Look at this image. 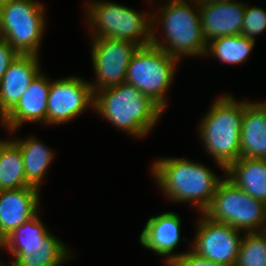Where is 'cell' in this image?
I'll use <instances>...</instances> for the list:
<instances>
[{"mask_svg":"<svg viewBox=\"0 0 266 266\" xmlns=\"http://www.w3.org/2000/svg\"><path fill=\"white\" fill-rule=\"evenodd\" d=\"M40 55L19 54L0 82V124L2 118L17 104L29 84L42 71Z\"/></svg>","mask_w":266,"mask_h":266,"instance_id":"9a60e30c","label":"cell"},{"mask_svg":"<svg viewBox=\"0 0 266 266\" xmlns=\"http://www.w3.org/2000/svg\"><path fill=\"white\" fill-rule=\"evenodd\" d=\"M29 187L26 183L20 147L10 139H0V191Z\"/></svg>","mask_w":266,"mask_h":266,"instance_id":"44dd1931","label":"cell"},{"mask_svg":"<svg viewBox=\"0 0 266 266\" xmlns=\"http://www.w3.org/2000/svg\"><path fill=\"white\" fill-rule=\"evenodd\" d=\"M235 266H266V231L243 234Z\"/></svg>","mask_w":266,"mask_h":266,"instance_id":"cb8c5ba5","label":"cell"},{"mask_svg":"<svg viewBox=\"0 0 266 266\" xmlns=\"http://www.w3.org/2000/svg\"><path fill=\"white\" fill-rule=\"evenodd\" d=\"M89 1V2H88ZM86 1L85 15L91 38L130 41L139 47L152 43L151 14L106 0Z\"/></svg>","mask_w":266,"mask_h":266,"instance_id":"5b68a950","label":"cell"},{"mask_svg":"<svg viewBox=\"0 0 266 266\" xmlns=\"http://www.w3.org/2000/svg\"><path fill=\"white\" fill-rule=\"evenodd\" d=\"M70 255L72 256L65 243L51 232L42 245L21 249L7 266H61L72 259Z\"/></svg>","mask_w":266,"mask_h":266,"instance_id":"ffe728a7","label":"cell"},{"mask_svg":"<svg viewBox=\"0 0 266 266\" xmlns=\"http://www.w3.org/2000/svg\"><path fill=\"white\" fill-rule=\"evenodd\" d=\"M45 6L36 0H12L0 5V38L19 54L39 55L44 29Z\"/></svg>","mask_w":266,"mask_h":266,"instance_id":"ba28073f","label":"cell"},{"mask_svg":"<svg viewBox=\"0 0 266 266\" xmlns=\"http://www.w3.org/2000/svg\"><path fill=\"white\" fill-rule=\"evenodd\" d=\"M93 110L137 139L147 136L164 113L150 97L126 82L94 92Z\"/></svg>","mask_w":266,"mask_h":266,"instance_id":"7a4b0ae2","label":"cell"},{"mask_svg":"<svg viewBox=\"0 0 266 266\" xmlns=\"http://www.w3.org/2000/svg\"><path fill=\"white\" fill-rule=\"evenodd\" d=\"M40 190L23 187L0 191V243L39 213Z\"/></svg>","mask_w":266,"mask_h":266,"instance_id":"4fadbf2b","label":"cell"},{"mask_svg":"<svg viewBox=\"0 0 266 266\" xmlns=\"http://www.w3.org/2000/svg\"><path fill=\"white\" fill-rule=\"evenodd\" d=\"M18 55L19 53L7 40L0 38V82L8 67Z\"/></svg>","mask_w":266,"mask_h":266,"instance_id":"4316f807","label":"cell"},{"mask_svg":"<svg viewBox=\"0 0 266 266\" xmlns=\"http://www.w3.org/2000/svg\"><path fill=\"white\" fill-rule=\"evenodd\" d=\"M244 115V100L237 101L231 93L211 104L197 129L203 148L216 165L225 169L241 157L240 132Z\"/></svg>","mask_w":266,"mask_h":266,"instance_id":"277c9868","label":"cell"},{"mask_svg":"<svg viewBox=\"0 0 266 266\" xmlns=\"http://www.w3.org/2000/svg\"><path fill=\"white\" fill-rule=\"evenodd\" d=\"M94 93L89 81L79 76L51 80L47 100V125H60L93 110Z\"/></svg>","mask_w":266,"mask_h":266,"instance_id":"30bf717a","label":"cell"},{"mask_svg":"<svg viewBox=\"0 0 266 266\" xmlns=\"http://www.w3.org/2000/svg\"><path fill=\"white\" fill-rule=\"evenodd\" d=\"M203 214L244 233L266 231V203L254 199L226 177L219 183Z\"/></svg>","mask_w":266,"mask_h":266,"instance_id":"52a82bcc","label":"cell"},{"mask_svg":"<svg viewBox=\"0 0 266 266\" xmlns=\"http://www.w3.org/2000/svg\"><path fill=\"white\" fill-rule=\"evenodd\" d=\"M179 62L152 43L141 46L129 62L125 82L135 86L166 111V94L172 86Z\"/></svg>","mask_w":266,"mask_h":266,"instance_id":"8992f818","label":"cell"},{"mask_svg":"<svg viewBox=\"0 0 266 266\" xmlns=\"http://www.w3.org/2000/svg\"><path fill=\"white\" fill-rule=\"evenodd\" d=\"M36 138L29 136L25 139L18 137L12 140L20 147L22 153L26 183L40 190L46 172L55 157L53 149Z\"/></svg>","mask_w":266,"mask_h":266,"instance_id":"d6986e66","label":"cell"},{"mask_svg":"<svg viewBox=\"0 0 266 266\" xmlns=\"http://www.w3.org/2000/svg\"><path fill=\"white\" fill-rule=\"evenodd\" d=\"M194 3H196L198 6H204L207 4H213L216 2H225V1H233V0H192Z\"/></svg>","mask_w":266,"mask_h":266,"instance_id":"83f0119b","label":"cell"},{"mask_svg":"<svg viewBox=\"0 0 266 266\" xmlns=\"http://www.w3.org/2000/svg\"><path fill=\"white\" fill-rule=\"evenodd\" d=\"M256 41L239 34L219 37L207 43L205 57L210 56L223 64L246 62Z\"/></svg>","mask_w":266,"mask_h":266,"instance_id":"7402d4cb","label":"cell"},{"mask_svg":"<svg viewBox=\"0 0 266 266\" xmlns=\"http://www.w3.org/2000/svg\"><path fill=\"white\" fill-rule=\"evenodd\" d=\"M51 79L42 71L29 84L17 104L2 118V126L11 134L23 123H41L47 126V100Z\"/></svg>","mask_w":266,"mask_h":266,"instance_id":"7c38bea8","label":"cell"},{"mask_svg":"<svg viewBox=\"0 0 266 266\" xmlns=\"http://www.w3.org/2000/svg\"><path fill=\"white\" fill-rule=\"evenodd\" d=\"M151 175L164 196L176 203H191L198 213L211 204L223 180L202 163L186 158L165 157L152 162Z\"/></svg>","mask_w":266,"mask_h":266,"instance_id":"6da1fadb","label":"cell"},{"mask_svg":"<svg viewBox=\"0 0 266 266\" xmlns=\"http://www.w3.org/2000/svg\"><path fill=\"white\" fill-rule=\"evenodd\" d=\"M12 0H0V5L3 4V3H6V2H10Z\"/></svg>","mask_w":266,"mask_h":266,"instance_id":"f1b7e54d","label":"cell"},{"mask_svg":"<svg viewBox=\"0 0 266 266\" xmlns=\"http://www.w3.org/2000/svg\"><path fill=\"white\" fill-rule=\"evenodd\" d=\"M266 30V10L246 3L241 35L256 41L255 37Z\"/></svg>","mask_w":266,"mask_h":266,"instance_id":"d4e9b609","label":"cell"},{"mask_svg":"<svg viewBox=\"0 0 266 266\" xmlns=\"http://www.w3.org/2000/svg\"><path fill=\"white\" fill-rule=\"evenodd\" d=\"M90 44L96 78L89 81L93 93L125 82L129 62L139 46L112 38H91Z\"/></svg>","mask_w":266,"mask_h":266,"instance_id":"9c48e42d","label":"cell"},{"mask_svg":"<svg viewBox=\"0 0 266 266\" xmlns=\"http://www.w3.org/2000/svg\"><path fill=\"white\" fill-rule=\"evenodd\" d=\"M182 220L175 212H164L150 217L139 237L141 246L164 256L165 266L174 260V249L180 242Z\"/></svg>","mask_w":266,"mask_h":266,"instance_id":"5bb4252c","label":"cell"},{"mask_svg":"<svg viewBox=\"0 0 266 266\" xmlns=\"http://www.w3.org/2000/svg\"><path fill=\"white\" fill-rule=\"evenodd\" d=\"M169 266H226L198 256L191 249L187 252L174 253V260Z\"/></svg>","mask_w":266,"mask_h":266,"instance_id":"484cf974","label":"cell"},{"mask_svg":"<svg viewBox=\"0 0 266 266\" xmlns=\"http://www.w3.org/2000/svg\"><path fill=\"white\" fill-rule=\"evenodd\" d=\"M225 177L254 199L266 203V159L240 157L225 169Z\"/></svg>","mask_w":266,"mask_h":266,"instance_id":"ac0fdd59","label":"cell"},{"mask_svg":"<svg viewBox=\"0 0 266 266\" xmlns=\"http://www.w3.org/2000/svg\"><path fill=\"white\" fill-rule=\"evenodd\" d=\"M241 157L266 159V101H244Z\"/></svg>","mask_w":266,"mask_h":266,"instance_id":"e0dca14e","label":"cell"},{"mask_svg":"<svg viewBox=\"0 0 266 266\" xmlns=\"http://www.w3.org/2000/svg\"><path fill=\"white\" fill-rule=\"evenodd\" d=\"M3 262H4V260L1 261V258H0V266H7V263H3Z\"/></svg>","mask_w":266,"mask_h":266,"instance_id":"f546056e","label":"cell"},{"mask_svg":"<svg viewBox=\"0 0 266 266\" xmlns=\"http://www.w3.org/2000/svg\"><path fill=\"white\" fill-rule=\"evenodd\" d=\"M159 10L151 13L152 44L179 61L187 56L204 57L207 42L201 28L198 5L192 0H168ZM160 25L164 30V42L155 32Z\"/></svg>","mask_w":266,"mask_h":266,"instance_id":"3957f363","label":"cell"},{"mask_svg":"<svg viewBox=\"0 0 266 266\" xmlns=\"http://www.w3.org/2000/svg\"><path fill=\"white\" fill-rule=\"evenodd\" d=\"M199 215L194 241L188 244H191V250L215 263L235 266L244 232L228 224L214 222L203 213Z\"/></svg>","mask_w":266,"mask_h":266,"instance_id":"8fae6325","label":"cell"},{"mask_svg":"<svg viewBox=\"0 0 266 266\" xmlns=\"http://www.w3.org/2000/svg\"><path fill=\"white\" fill-rule=\"evenodd\" d=\"M198 8L202 32L207 43L219 37L241 34L246 3L233 0Z\"/></svg>","mask_w":266,"mask_h":266,"instance_id":"2e32d148","label":"cell"},{"mask_svg":"<svg viewBox=\"0 0 266 266\" xmlns=\"http://www.w3.org/2000/svg\"><path fill=\"white\" fill-rule=\"evenodd\" d=\"M50 233L39 214H36L7 236L0 243V250H7L13 258L25 246L42 245Z\"/></svg>","mask_w":266,"mask_h":266,"instance_id":"603a6c76","label":"cell"}]
</instances>
